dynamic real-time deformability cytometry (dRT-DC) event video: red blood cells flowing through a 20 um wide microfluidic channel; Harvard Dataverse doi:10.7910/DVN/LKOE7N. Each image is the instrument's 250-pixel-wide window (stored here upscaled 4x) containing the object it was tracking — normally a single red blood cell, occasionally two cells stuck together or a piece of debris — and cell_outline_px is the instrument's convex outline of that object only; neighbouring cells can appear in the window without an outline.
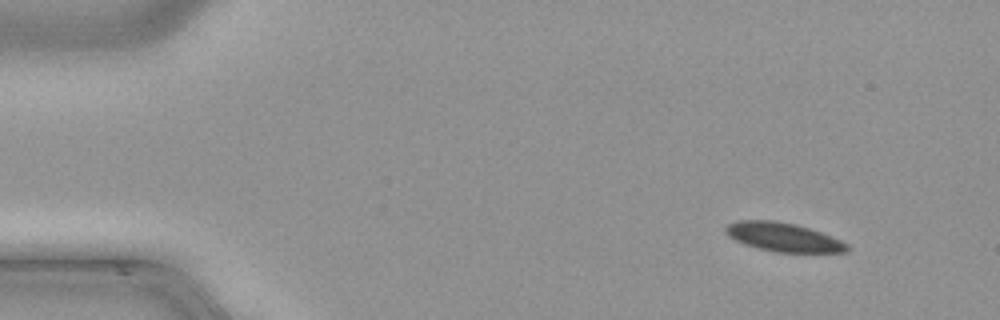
{"species": "common noctule bat (a hibernating species)", "species_latin": "Nyctalus noctula", "temperature_condition": "cold", "stored_images_in_passage": 33, "camera_frame_rate_fps": 3000, "um_per_image_px": 0.085, "animal": {"sex": "male", "body_mass_g": 21.5, "forearm_length_mm": 52.0}, "frame": {"image": 1, "passage_image": 4, "time_ms": 1.0, "image_size_px": [1000, 320], "cell_outline_px": [[852, 248], [848, 252], [776, 252], [744, 244], [728, 236], [724, 232], [724, 228], [728, 224], [736, 220], [776, 220], [796, 224], [832, 236], [848, 244]], "centroid_in_image_um": [66.58, 20.15], "position_along_channel_um": 18.4, "area_um2": 20.46}}
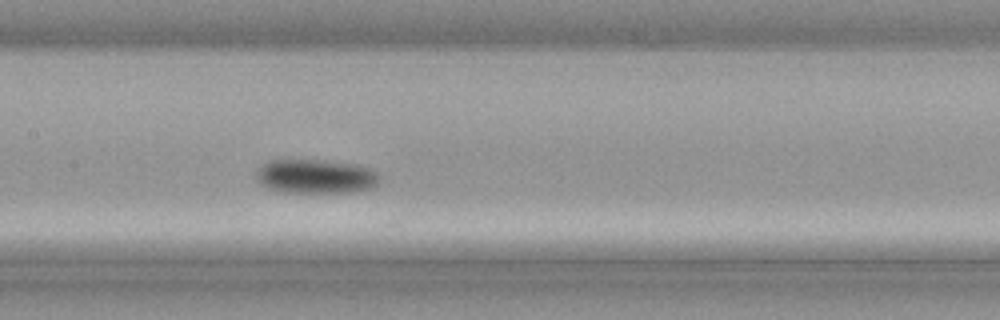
{"frame": {"image": 2, "passage_image": 23, "time_ms": 7.333, "image_size_px": [1000, 320], "cell_outline_px": [[380, 176], [376, 184], [372, 188], [352, 192], [284, 192], [268, 188], [260, 184], [256, 180], [256, 168], [272, 160], [324, 160], [356, 164], [368, 168], [376, 172]], "centroid_in_image_um": [26.81, 14.99], "position_along_channel_um": 180.6, "area_um2": 24.57}}
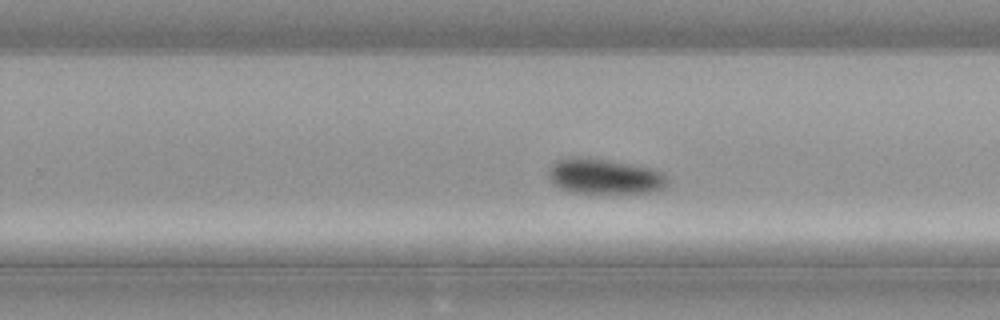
{"frame": {"image": 3, "passage_image": 30, "time_ms": 9.667, "image_size_px": [1000, 320], "cell_outline_px": [[668, 184], [664, 188], [648, 192], [572, 192], [560, 188], [548, 176], [548, 168], [556, 160], [568, 156], [584, 156], [608, 160], [652, 168], [664, 172], [668, 180]], "centroid_in_image_um": [51.37, 14.96], "position_along_channel_um": 278.4, "area_um2": 24.45}}